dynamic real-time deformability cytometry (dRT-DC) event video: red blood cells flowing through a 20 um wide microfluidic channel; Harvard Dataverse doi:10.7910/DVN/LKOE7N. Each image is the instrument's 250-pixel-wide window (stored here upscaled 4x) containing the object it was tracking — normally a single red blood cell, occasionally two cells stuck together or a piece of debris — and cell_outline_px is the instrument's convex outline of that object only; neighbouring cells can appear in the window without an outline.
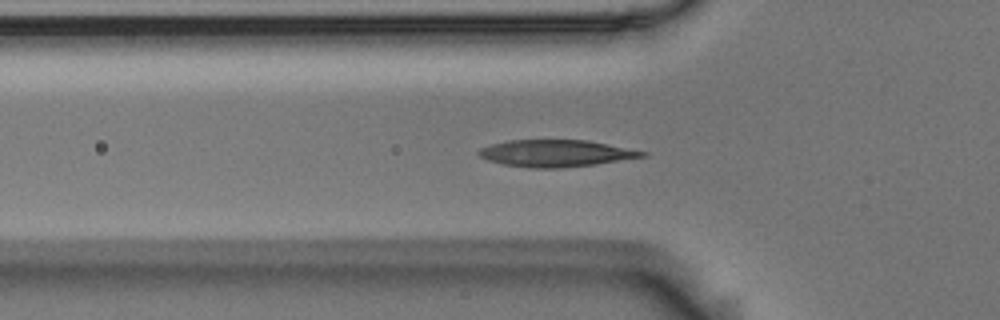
{"species": "Egyptian fruit bat (a non-hibernating species)", "species_latin": "Rousettus aegyptiacus", "temperature_condition": "room temperature", "stored_images_in_passage": 47, "camera_frame_rate_fps": 3000, "um_per_image_px": 0.085, "animal": {"sex": "male"}, "frame": {"image": 1, "passage_image": 9, "time_ms": 2.667, "image_size_px": [1000, 320], "cell_outline_px": [[648, 156], [592, 164], [560, 168], [532, 168], [504, 164], [488, 160], [480, 156], [476, 152], [480, 148], [492, 144], [508, 140], [588, 140], [648, 152]], "centroid_in_image_um": [47.24, 13.02], "position_along_channel_um": 78.6, "area_um2": 25.37}}
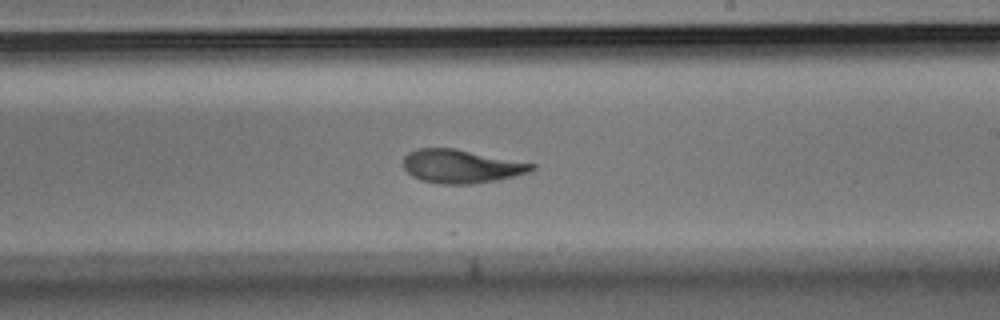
{"frame": {"image": 2, "passage_image": 23, "time_ms": 7.333, "image_size_px": [1000, 320], "cell_outline_px": [[536, 168], [528, 172], [496, 180], [472, 184], [440, 184], [420, 180], [412, 176], [404, 168], [404, 156], [408, 152], [420, 148], [456, 148], [536, 164]], "centroid_in_image_um": [39.19, 14.13], "position_along_channel_um": 249.8, "area_um2": 25.03}}
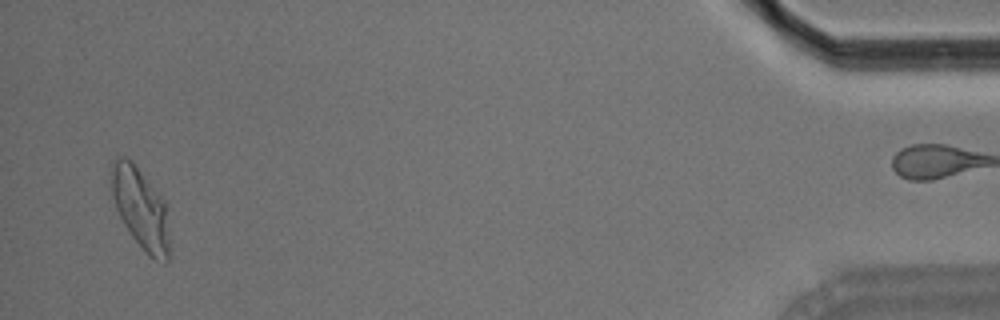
{"frame": {"image": 3, "passage_image": 44, "time_ms": 14.333, "image_size_px": [1000, 320], "cell_outline_px": [[168, 260], [164, 264], [148, 256], [144, 252], [132, 236], [124, 224], [108, 196], [112, 160], [116, 156], [124, 156], [132, 160], [164, 204], [168, 240]], "centroid_in_image_um": [11.83, 17.69], "position_along_channel_um": 423.4, "area_um2": 27.34}, "authors_computed_cell_mechanics": {"area_um2": 25.2008, "velocity_mm_per_s": 3.6544, "shape_relaxation_time_tau1_ms": 4.4702, "shape_relaxation_time_tau2_ms": 1.7239, "deformation_change_tau1": 0.1754, "deformation_change_tau2": 0.0717}}